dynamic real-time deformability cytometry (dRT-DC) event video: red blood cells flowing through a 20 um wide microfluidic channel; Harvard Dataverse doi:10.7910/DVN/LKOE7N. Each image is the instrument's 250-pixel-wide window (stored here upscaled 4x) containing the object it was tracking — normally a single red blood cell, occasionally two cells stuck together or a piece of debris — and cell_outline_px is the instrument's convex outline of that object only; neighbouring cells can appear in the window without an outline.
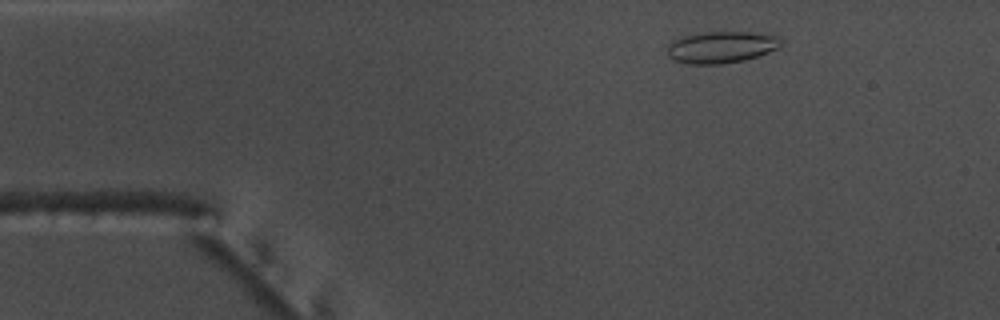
{"species": "common noctule bat (a hibernating species)", "species_latin": "Nyctalus noctula", "temperature_condition": "warm", "stored_images_in_passage": 48, "camera_frame_rate_fps": 3000, "um_per_image_px": 0.085, "animal": {"sex": "male", "body_mass_g": 17.5, "forearm_length_mm": 52.3}, "frame": {"image": 1, "passage_image": 2, "time_ms": 0.333, "image_size_px": [1000, 320], "cell_outline_px": [[784, 44], [780, 48], [744, 60], [720, 64], [688, 64], [672, 60], [668, 56], [668, 44], [672, 40], [684, 36], [704, 32], [752, 32], [780, 36]], "centroid_in_image_um": [61.33, 4.01], "position_along_channel_um": 23.7, "area_um2": 21.21}}
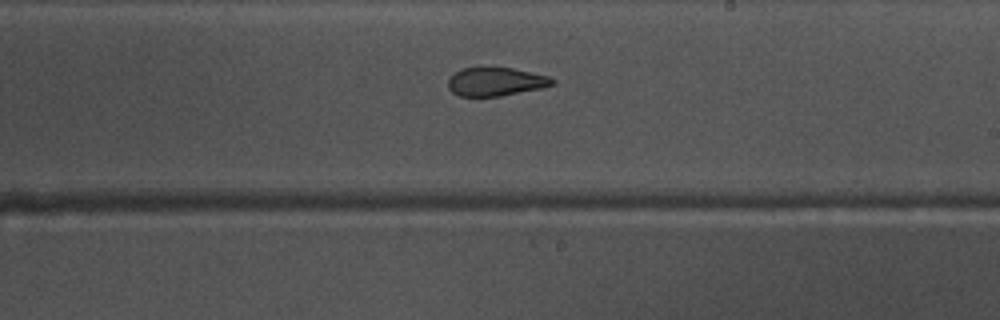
{"frame": {"image": 2, "passage_image": 25, "time_ms": 8.0, "image_size_px": [1000, 320], "cell_outline_px": [[556, 84], [540, 88], [500, 96], [460, 96], [452, 92], [448, 88], [448, 80], [460, 68], [512, 68], [548, 76], [556, 80]], "centroid_in_image_um": [42.14, 6.95], "position_along_channel_um": 246.9, "area_um2": 17.11}}
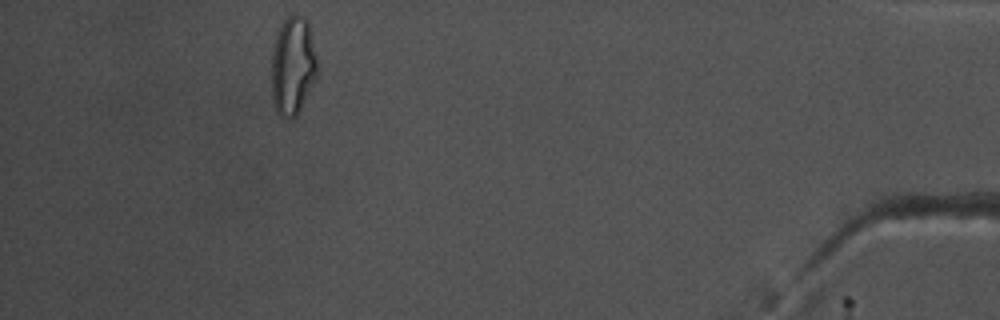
{"frame": {"image": 3, "passage_image": 43, "time_ms": 14.0, "image_size_px": [1000, 320], "cell_outline_px": [[316, 80], [296, 116], [292, 120], [280, 116], [276, 112], [272, 100], [272, 44], [284, 20], [288, 16], [304, 16], [308, 20], [316, 56]], "centroid_in_image_um": [24.88, 5.63], "position_along_channel_um": 410.3, "area_um2": 26.3}, "authors_computed_cell_mechanics": {"area_um2": 19.6231, "velocity_mm_per_s": 3.7739, "shape_relaxation_time_tau1_ms": null, "shape_relaxation_time_tau2_ms": 1.7841, "deformation_change_tau1": null, "deformation_change_tau2": 0.1005}}